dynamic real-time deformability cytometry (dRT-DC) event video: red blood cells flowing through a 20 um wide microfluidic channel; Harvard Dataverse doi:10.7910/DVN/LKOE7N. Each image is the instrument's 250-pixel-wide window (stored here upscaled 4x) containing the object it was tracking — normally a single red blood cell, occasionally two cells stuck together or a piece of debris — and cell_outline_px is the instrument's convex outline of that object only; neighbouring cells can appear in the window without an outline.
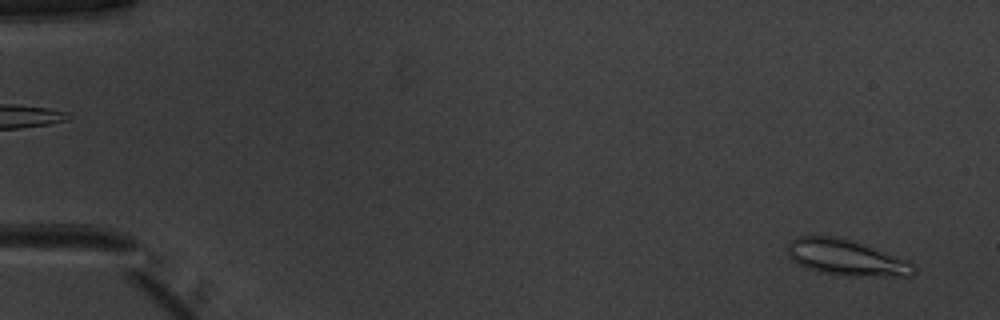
{"species": "common noctule bat (a hibernating species)", "species_latin": "Nyctalus noctula", "temperature_condition": "warm", "stored_images_in_passage": 13, "camera_frame_rate_fps": 3000, "um_per_image_px": 0.085, "animal": {"sex": "male", "body_mass_g": 20.1, "forearm_length_mm": 53.5}, "frame": {"image": 1, "passage_image": 1, "time_ms": 0.0, "image_size_px": [1000, 320], "cell_outline_px": [[916, 272], [912, 276], [844, 276], [824, 272], [808, 268], [796, 264], [788, 256], [788, 244], [796, 236], [836, 236], [852, 240], [908, 260], [916, 264]], "centroid_in_image_um": [71.96, 21.9], "position_along_channel_um": 13.0, "area_um2": 26.53}}